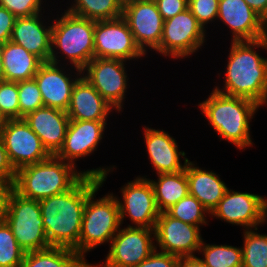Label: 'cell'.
Wrapping results in <instances>:
<instances>
[{
	"instance_id": "obj_15",
	"label": "cell",
	"mask_w": 267,
	"mask_h": 267,
	"mask_svg": "<svg viewBox=\"0 0 267 267\" xmlns=\"http://www.w3.org/2000/svg\"><path fill=\"white\" fill-rule=\"evenodd\" d=\"M122 17L127 22L137 46L145 55L148 47L154 51L159 47L164 20L155 1L124 3Z\"/></svg>"
},
{
	"instance_id": "obj_5",
	"label": "cell",
	"mask_w": 267,
	"mask_h": 267,
	"mask_svg": "<svg viewBox=\"0 0 267 267\" xmlns=\"http://www.w3.org/2000/svg\"><path fill=\"white\" fill-rule=\"evenodd\" d=\"M95 22L64 11L52 23L50 62L60 64L55 51L58 48L82 76V69L94 58Z\"/></svg>"
},
{
	"instance_id": "obj_16",
	"label": "cell",
	"mask_w": 267,
	"mask_h": 267,
	"mask_svg": "<svg viewBox=\"0 0 267 267\" xmlns=\"http://www.w3.org/2000/svg\"><path fill=\"white\" fill-rule=\"evenodd\" d=\"M267 199L257 194L227 189L210 215L227 223L256 229L263 224V210Z\"/></svg>"
},
{
	"instance_id": "obj_9",
	"label": "cell",
	"mask_w": 267,
	"mask_h": 267,
	"mask_svg": "<svg viewBox=\"0 0 267 267\" xmlns=\"http://www.w3.org/2000/svg\"><path fill=\"white\" fill-rule=\"evenodd\" d=\"M153 234V236H152ZM154 228L133 227L119 228L110 242L109 253L103 265L91 267H134L148 258L155 250Z\"/></svg>"
},
{
	"instance_id": "obj_7",
	"label": "cell",
	"mask_w": 267,
	"mask_h": 267,
	"mask_svg": "<svg viewBox=\"0 0 267 267\" xmlns=\"http://www.w3.org/2000/svg\"><path fill=\"white\" fill-rule=\"evenodd\" d=\"M5 221L25 252L51 247L44 230L38 200L25 198L13 190L8 200Z\"/></svg>"
},
{
	"instance_id": "obj_47",
	"label": "cell",
	"mask_w": 267,
	"mask_h": 267,
	"mask_svg": "<svg viewBox=\"0 0 267 267\" xmlns=\"http://www.w3.org/2000/svg\"><path fill=\"white\" fill-rule=\"evenodd\" d=\"M135 1H154V0H123V3L135 2Z\"/></svg>"
},
{
	"instance_id": "obj_12",
	"label": "cell",
	"mask_w": 267,
	"mask_h": 267,
	"mask_svg": "<svg viewBox=\"0 0 267 267\" xmlns=\"http://www.w3.org/2000/svg\"><path fill=\"white\" fill-rule=\"evenodd\" d=\"M124 62L126 61L119 59L93 58L82 69V76L115 108L116 112L122 110L123 99L127 92L128 79Z\"/></svg>"
},
{
	"instance_id": "obj_28",
	"label": "cell",
	"mask_w": 267,
	"mask_h": 267,
	"mask_svg": "<svg viewBox=\"0 0 267 267\" xmlns=\"http://www.w3.org/2000/svg\"><path fill=\"white\" fill-rule=\"evenodd\" d=\"M66 11L94 21L111 20L122 16L123 0H74Z\"/></svg>"
},
{
	"instance_id": "obj_20",
	"label": "cell",
	"mask_w": 267,
	"mask_h": 267,
	"mask_svg": "<svg viewBox=\"0 0 267 267\" xmlns=\"http://www.w3.org/2000/svg\"><path fill=\"white\" fill-rule=\"evenodd\" d=\"M51 155L62 148L70 119L66 111L43 106L23 117Z\"/></svg>"
},
{
	"instance_id": "obj_26",
	"label": "cell",
	"mask_w": 267,
	"mask_h": 267,
	"mask_svg": "<svg viewBox=\"0 0 267 267\" xmlns=\"http://www.w3.org/2000/svg\"><path fill=\"white\" fill-rule=\"evenodd\" d=\"M158 181L149 179L160 212H165L189 194L186 171L158 174Z\"/></svg>"
},
{
	"instance_id": "obj_33",
	"label": "cell",
	"mask_w": 267,
	"mask_h": 267,
	"mask_svg": "<svg viewBox=\"0 0 267 267\" xmlns=\"http://www.w3.org/2000/svg\"><path fill=\"white\" fill-rule=\"evenodd\" d=\"M18 84V101L20 108V119L44 106L41 91L36 80H24Z\"/></svg>"
},
{
	"instance_id": "obj_4",
	"label": "cell",
	"mask_w": 267,
	"mask_h": 267,
	"mask_svg": "<svg viewBox=\"0 0 267 267\" xmlns=\"http://www.w3.org/2000/svg\"><path fill=\"white\" fill-rule=\"evenodd\" d=\"M210 94L198 106L212 128L223 140L231 142L239 150L252 146L250 122L260 105L250 99L230 96L215 89Z\"/></svg>"
},
{
	"instance_id": "obj_40",
	"label": "cell",
	"mask_w": 267,
	"mask_h": 267,
	"mask_svg": "<svg viewBox=\"0 0 267 267\" xmlns=\"http://www.w3.org/2000/svg\"><path fill=\"white\" fill-rule=\"evenodd\" d=\"M16 171L9 162L6 149L0 137V179L14 182Z\"/></svg>"
},
{
	"instance_id": "obj_1",
	"label": "cell",
	"mask_w": 267,
	"mask_h": 267,
	"mask_svg": "<svg viewBox=\"0 0 267 267\" xmlns=\"http://www.w3.org/2000/svg\"><path fill=\"white\" fill-rule=\"evenodd\" d=\"M101 182L100 178L84 175L71 189L39 200L50 246L70 248L79 255V236L86 201Z\"/></svg>"
},
{
	"instance_id": "obj_2",
	"label": "cell",
	"mask_w": 267,
	"mask_h": 267,
	"mask_svg": "<svg viewBox=\"0 0 267 267\" xmlns=\"http://www.w3.org/2000/svg\"><path fill=\"white\" fill-rule=\"evenodd\" d=\"M267 50V37L254 41H232L227 61L225 85L215 90L230 96L267 105V59L255 48Z\"/></svg>"
},
{
	"instance_id": "obj_32",
	"label": "cell",
	"mask_w": 267,
	"mask_h": 267,
	"mask_svg": "<svg viewBox=\"0 0 267 267\" xmlns=\"http://www.w3.org/2000/svg\"><path fill=\"white\" fill-rule=\"evenodd\" d=\"M25 251L17 243L11 227L0 221V267H19Z\"/></svg>"
},
{
	"instance_id": "obj_37",
	"label": "cell",
	"mask_w": 267,
	"mask_h": 267,
	"mask_svg": "<svg viewBox=\"0 0 267 267\" xmlns=\"http://www.w3.org/2000/svg\"><path fill=\"white\" fill-rule=\"evenodd\" d=\"M180 258L154 250L153 253L134 267H178Z\"/></svg>"
},
{
	"instance_id": "obj_13",
	"label": "cell",
	"mask_w": 267,
	"mask_h": 267,
	"mask_svg": "<svg viewBox=\"0 0 267 267\" xmlns=\"http://www.w3.org/2000/svg\"><path fill=\"white\" fill-rule=\"evenodd\" d=\"M121 193L123 202L116 197L120 223L123 224L125 217L129 216L135 227L155 228L160 211L149 179L137 177L122 187Z\"/></svg>"
},
{
	"instance_id": "obj_46",
	"label": "cell",
	"mask_w": 267,
	"mask_h": 267,
	"mask_svg": "<svg viewBox=\"0 0 267 267\" xmlns=\"http://www.w3.org/2000/svg\"><path fill=\"white\" fill-rule=\"evenodd\" d=\"M267 201L265 203V206H264V210H263V223H265V221L267 220Z\"/></svg>"
},
{
	"instance_id": "obj_39",
	"label": "cell",
	"mask_w": 267,
	"mask_h": 267,
	"mask_svg": "<svg viewBox=\"0 0 267 267\" xmlns=\"http://www.w3.org/2000/svg\"><path fill=\"white\" fill-rule=\"evenodd\" d=\"M16 18L8 9L0 6V45L10 40Z\"/></svg>"
},
{
	"instance_id": "obj_19",
	"label": "cell",
	"mask_w": 267,
	"mask_h": 267,
	"mask_svg": "<svg viewBox=\"0 0 267 267\" xmlns=\"http://www.w3.org/2000/svg\"><path fill=\"white\" fill-rule=\"evenodd\" d=\"M62 66L52 62H43L34 76L41 91L43 104L46 107L67 111L70 105L72 90L82 77L71 79Z\"/></svg>"
},
{
	"instance_id": "obj_22",
	"label": "cell",
	"mask_w": 267,
	"mask_h": 267,
	"mask_svg": "<svg viewBox=\"0 0 267 267\" xmlns=\"http://www.w3.org/2000/svg\"><path fill=\"white\" fill-rule=\"evenodd\" d=\"M40 17V13L30 17H17L10 41L24 47L42 62H49L52 24L44 26Z\"/></svg>"
},
{
	"instance_id": "obj_10",
	"label": "cell",
	"mask_w": 267,
	"mask_h": 267,
	"mask_svg": "<svg viewBox=\"0 0 267 267\" xmlns=\"http://www.w3.org/2000/svg\"><path fill=\"white\" fill-rule=\"evenodd\" d=\"M144 55L122 16L95 22L94 58L127 61L139 59Z\"/></svg>"
},
{
	"instance_id": "obj_41",
	"label": "cell",
	"mask_w": 267,
	"mask_h": 267,
	"mask_svg": "<svg viewBox=\"0 0 267 267\" xmlns=\"http://www.w3.org/2000/svg\"><path fill=\"white\" fill-rule=\"evenodd\" d=\"M14 190V182L0 179V221H4L10 194Z\"/></svg>"
},
{
	"instance_id": "obj_35",
	"label": "cell",
	"mask_w": 267,
	"mask_h": 267,
	"mask_svg": "<svg viewBox=\"0 0 267 267\" xmlns=\"http://www.w3.org/2000/svg\"><path fill=\"white\" fill-rule=\"evenodd\" d=\"M218 5L219 0H188V8L203 28L217 19Z\"/></svg>"
},
{
	"instance_id": "obj_17",
	"label": "cell",
	"mask_w": 267,
	"mask_h": 267,
	"mask_svg": "<svg viewBox=\"0 0 267 267\" xmlns=\"http://www.w3.org/2000/svg\"><path fill=\"white\" fill-rule=\"evenodd\" d=\"M217 19L231 29L232 41L267 37V22L244 0H219Z\"/></svg>"
},
{
	"instance_id": "obj_31",
	"label": "cell",
	"mask_w": 267,
	"mask_h": 267,
	"mask_svg": "<svg viewBox=\"0 0 267 267\" xmlns=\"http://www.w3.org/2000/svg\"><path fill=\"white\" fill-rule=\"evenodd\" d=\"M169 216L194 226L205 225L209 212L194 196L188 194L165 211Z\"/></svg>"
},
{
	"instance_id": "obj_21",
	"label": "cell",
	"mask_w": 267,
	"mask_h": 267,
	"mask_svg": "<svg viewBox=\"0 0 267 267\" xmlns=\"http://www.w3.org/2000/svg\"><path fill=\"white\" fill-rule=\"evenodd\" d=\"M144 130L146 151L157 174L176 173L185 170L188 158L185 157L184 151L178 152L175 138L164 130H155L149 127H145ZM180 156L184 158V165L180 163Z\"/></svg>"
},
{
	"instance_id": "obj_23",
	"label": "cell",
	"mask_w": 267,
	"mask_h": 267,
	"mask_svg": "<svg viewBox=\"0 0 267 267\" xmlns=\"http://www.w3.org/2000/svg\"><path fill=\"white\" fill-rule=\"evenodd\" d=\"M114 109L82 76L73 87L66 113L70 120L106 121Z\"/></svg>"
},
{
	"instance_id": "obj_34",
	"label": "cell",
	"mask_w": 267,
	"mask_h": 267,
	"mask_svg": "<svg viewBox=\"0 0 267 267\" xmlns=\"http://www.w3.org/2000/svg\"><path fill=\"white\" fill-rule=\"evenodd\" d=\"M0 114L6 120L20 119L17 82L1 81Z\"/></svg>"
},
{
	"instance_id": "obj_42",
	"label": "cell",
	"mask_w": 267,
	"mask_h": 267,
	"mask_svg": "<svg viewBox=\"0 0 267 267\" xmlns=\"http://www.w3.org/2000/svg\"><path fill=\"white\" fill-rule=\"evenodd\" d=\"M244 1L267 22V0H244Z\"/></svg>"
},
{
	"instance_id": "obj_36",
	"label": "cell",
	"mask_w": 267,
	"mask_h": 267,
	"mask_svg": "<svg viewBox=\"0 0 267 267\" xmlns=\"http://www.w3.org/2000/svg\"><path fill=\"white\" fill-rule=\"evenodd\" d=\"M41 0H0V6L16 17H30L41 12Z\"/></svg>"
},
{
	"instance_id": "obj_43",
	"label": "cell",
	"mask_w": 267,
	"mask_h": 267,
	"mask_svg": "<svg viewBox=\"0 0 267 267\" xmlns=\"http://www.w3.org/2000/svg\"><path fill=\"white\" fill-rule=\"evenodd\" d=\"M178 267H206L201 258L197 256L180 257Z\"/></svg>"
},
{
	"instance_id": "obj_25",
	"label": "cell",
	"mask_w": 267,
	"mask_h": 267,
	"mask_svg": "<svg viewBox=\"0 0 267 267\" xmlns=\"http://www.w3.org/2000/svg\"><path fill=\"white\" fill-rule=\"evenodd\" d=\"M1 53L6 81L33 79L43 63L37 56L10 40L1 45Z\"/></svg>"
},
{
	"instance_id": "obj_18",
	"label": "cell",
	"mask_w": 267,
	"mask_h": 267,
	"mask_svg": "<svg viewBox=\"0 0 267 267\" xmlns=\"http://www.w3.org/2000/svg\"><path fill=\"white\" fill-rule=\"evenodd\" d=\"M106 125V121L70 120L64 144L56 156L75 166L77 159L96 150Z\"/></svg>"
},
{
	"instance_id": "obj_24",
	"label": "cell",
	"mask_w": 267,
	"mask_h": 267,
	"mask_svg": "<svg viewBox=\"0 0 267 267\" xmlns=\"http://www.w3.org/2000/svg\"><path fill=\"white\" fill-rule=\"evenodd\" d=\"M189 194L194 196L209 212L217 207L228 187L218 174L196 167L190 160L185 167Z\"/></svg>"
},
{
	"instance_id": "obj_44",
	"label": "cell",
	"mask_w": 267,
	"mask_h": 267,
	"mask_svg": "<svg viewBox=\"0 0 267 267\" xmlns=\"http://www.w3.org/2000/svg\"><path fill=\"white\" fill-rule=\"evenodd\" d=\"M0 80H4V67H3V58L1 53V45H0Z\"/></svg>"
},
{
	"instance_id": "obj_27",
	"label": "cell",
	"mask_w": 267,
	"mask_h": 267,
	"mask_svg": "<svg viewBox=\"0 0 267 267\" xmlns=\"http://www.w3.org/2000/svg\"><path fill=\"white\" fill-rule=\"evenodd\" d=\"M19 267H91L73 249L54 247L25 252Z\"/></svg>"
},
{
	"instance_id": "obj_11",
	"label": "cell",
	"mask_w": 267,
	"mask_h": 267,
	"mask_svg": "<svg viewBox=\"0 0 267 267\" xmlns=\"http://www.w3.org/2000/svg\"><path fill=\"white\" fill-rule=\"evenodd\" d=\"M1 139L15 171L51 156L38 135L22 119L6 120Z\"/></svg>"
},
{
	"instance_id": "obj_3",
	"label": "cell",
	"mask_w": 267,
	"mask_h": 267,
	"mask_svg": "<svg viewBox=\"0 0 267 267\" xmlns=\"http://www.w3.org/2000/svg\"><path fill=\"white\" fill-rule=\"evenodd\" d=\"M76 166L56 155L24 166L16 171L14 190L21 196L42 200L71 189L84 175L100 178L102 183L110 168H97L77 172Z\"/></svg>"
},
{
	"instance_id": "obj_14",
	"label": "cell",
	"mask_w": 267,
	"mask_h": 267,
	"mask_svg": "<svg viewBox=\"0 0 267 267\" xmlns=\"http://www.w3.org/2000/svg\"><path fill=\"white\" fill-rule=\"evenodd\" d=\"M155 250L157 245L159 251L177 257L194 256V252H199L202 237L200 227L185 223L181 220L169 216L166 212H160L154 228Z\"/></svg>"
},
{
	"instance_id": "obj_45",
	"label": "cell",
	"mask_w": 267,
	"mask_h": 267,
	"mask_svg": "<svg viewBox=\"0 0 267 267\" xmlns=\"http://www.w3.org/2000/svg\"><path fill=\"white\" fill-rule=\"evenodd\" d=\"M5 122H6V119L0 114V137L2 135Z\"/></svg>"
},
{
	"instance_id": "obj_29",
	"label": "cell",
	"mask_w": 267,
	"mask_h": 267,
	"mask_svg": "<svg viewBox=\"0 0 267 267\" xmlns=\"http://www.w3.org/2000/svg\"><path fill=\"white\" fill-rule=\"evenodd\" d=\"M199 252L206 267H242V248L230 245L205 244L202 240Z\"/></svg>"
},
{
	"instance_id": "obj_8",
	"label": "cell",
	"mask_w": 267,
	"mask_h": 267,
	"mask_svg": "<svg viewBox=\"0 0 267 267\" xmlns=\"http://www.w3.org/2000/svg\"><path fill=\"white\" fill-rule=\"evenodd\" d=\"M205 31L187 8L164 21L162 38L155 51L174 59L185 58L201 48L205 42Z\"/></svg>"
},
{
	"instance_id": "obj_38",
	"label": "cell",
	"mask_w": 267,
	"mask_h": 267,
	"mask_svg": "<svg viewBox=\"0 0 267 267\" xmlns=\"http://www.w3.org/2000/svg\"><path fill=\"white\" fill-rule=\"evenodd\" d=\"M163 18L167 20L188 8V0H154Z\"/></svg>"
},
{
	"instance_id": "obj_30",
	"label": "cell",
	"mask_w": 267,
	"mask_h": 267,
	"mask_svg": "<svg viewBox=\"0 0 267 267\" xmlns=\"http://www.w3.org/2000/svg\"><path fill=\"white\" fill-rule=\"evenodd\" d=\"M253 230L243 231L242 267H267V235Z\"/></svg>"
},
{
	"instance_id": "obj_6",
	"label": "cell",
	"mask_w": 267,
	"mask_h": 267,
	"mask_svg": "<svg viewBox=\"0 0 267 267\" xmlns=\"http://www.w3.org/2000/svg\"><path fill=\"white\" fill-rule=\"evenodd\" d=\"M102 184L88 195L84 208L79 236V256L84 260L87 252L101 244L110 243L121 226L119 206L113 193L94 200Z\"/></svg>"
}]
</instances>
